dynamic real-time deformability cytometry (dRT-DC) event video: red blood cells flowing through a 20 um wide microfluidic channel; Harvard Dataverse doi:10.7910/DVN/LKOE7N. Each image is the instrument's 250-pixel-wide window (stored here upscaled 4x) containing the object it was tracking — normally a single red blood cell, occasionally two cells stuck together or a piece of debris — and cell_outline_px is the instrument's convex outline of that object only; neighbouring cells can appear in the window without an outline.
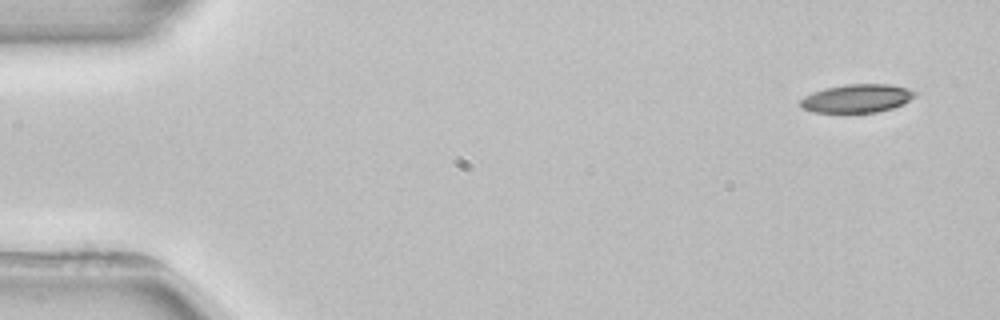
{"species": "common noctule bat (a hibernating species)", "species_latin": "Nyctalus noctula", "temperature_condition": "room temperature", "stored_images_in_passage": 4, "segment_of_instrument_passage": [1, 2], "camera_frame_rate_fps": 3000, "um_per_image_px": 0.085, "animal": {"sex": "female", "body_mass_g": 22.7, "forearm_length_mm": 54.2}, "frame": {"image": 1, "passage_image": 1, "time_ms": 0.0, "image_size_px": [1000, 320], "cell_outline_px": [[920, 92], [916, 96], [904, 104], [892, 108], [876, 112], [812, 112], [804, 108], [800, 104], [800, 100], [804, 96], [812, 92], [824, 88], [844, 84], [892, 84], [908, 88]], "centroid_in_image_um": [72.89, 8.34], "position_along_channel_um": 12.1, "area_um2": 19.13}}